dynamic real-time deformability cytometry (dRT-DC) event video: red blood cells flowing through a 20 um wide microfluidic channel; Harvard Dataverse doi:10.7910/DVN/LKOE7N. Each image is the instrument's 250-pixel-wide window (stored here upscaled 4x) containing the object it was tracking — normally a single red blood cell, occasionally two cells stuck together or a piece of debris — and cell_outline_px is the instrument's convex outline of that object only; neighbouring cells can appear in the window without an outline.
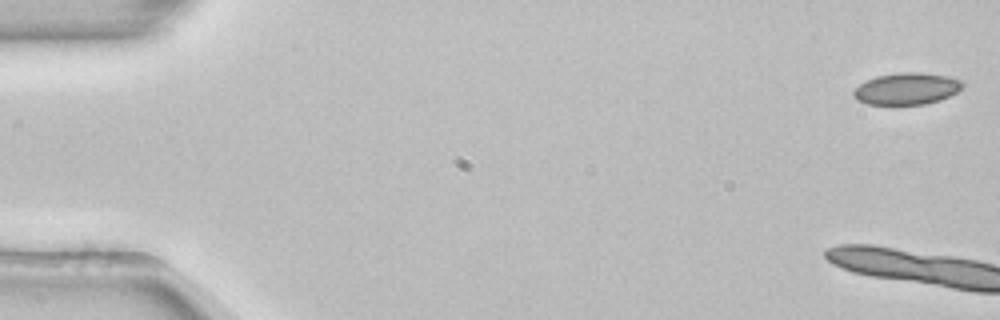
{"species": "common noctule bat (a hibernating species)", "species_latin": "Nyctalus noctula", "temperature_condition": "room temperature", "stored_images_in_passage": 4, "camera_frame_rate_fps": 3000, "um_per_image_px": 0.085, "animal": {"sex": "female", "body_mass_g": 22.7, "forearm_length_mm": 54.2}, "frame": {"image": 1, "passage_image": 1, "time_ms": 0.0, "image_size_px": [1000, 320], "cell_outline_px": [[964, 84], [956, 92], [940, 100], [924, 104], [892, 108], [868, 104], [856, 100], [852, 96], [852, 92], [860, 84], [876, 76], [896, 72], [920, 72], [948, 76], [964, 80]], "centroid_in_image_um": [77.03, 7.58], "position_along_channel_um": 8.0, "area_um2": 21.04}}